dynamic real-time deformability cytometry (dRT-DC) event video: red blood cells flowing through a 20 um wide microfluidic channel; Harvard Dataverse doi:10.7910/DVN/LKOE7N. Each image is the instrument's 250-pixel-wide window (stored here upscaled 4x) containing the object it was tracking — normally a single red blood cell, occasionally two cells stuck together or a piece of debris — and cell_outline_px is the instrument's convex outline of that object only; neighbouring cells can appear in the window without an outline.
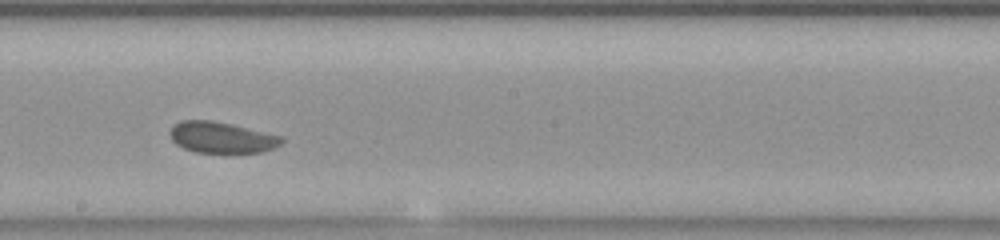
{"species": "common noctule bat (a hibernating species)", "species_latin": "Nyctalus noctula", "temperature_condition": "room temperature", "stored_images_in_passage": 33, "camera_frame_rate_fps": 3000, "um_per_image_px": 0.085, "animal": {"sex": "female", "body_mass_g": 23.0, "forearm_length_mm": 53.4}, "frame": {"image": 1, "passage_image": 15, "time_ms": 4.667, "image_size_px": [1000, 240], "cell_outline_px": [[284, 140], [280, 144], [272, 148], [260, 152], [196, 152], [184, 148], [176, 144], [172, 140], [168, 132], [172, 124], [180, 120], [212, 120], [232, 124], [280, 136]], "centroid_in_image_um": [18.75, 11.66], "position_along_channel_um": 229.4, "area_um2": 20.11}}
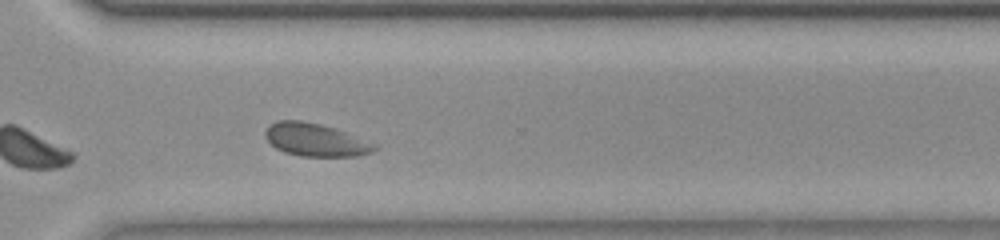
{"frame": {"image": 2, "passage_image": 24, "time_ms": 7.667, "image_size_px": [1000, 240], "cell_outline_px": [[376, 148], [372, 152], [356, 156], [300, 156], [284, 152], [276, 148], [264, 136], [264, 132], [276, 120], [300, 120], [320, 124], [336, 128], [376, 144]], "centroid_in_image_um": [26.81, 11.88], "position_along_channel_um": 343.8, "area_um2": 20.81}, "authors_computed_cell_mechanics": {"area_um2": 20.4612, "velocity_mm_per_s": 3.7978, "shape_relaxation_time_tau1_ms": 3.9634, "shape_relaxation_time_tau2_ms": 1.5297, "deformation_change_tau1": 0.0793, "deformation_change_tau2": 0.0443}}